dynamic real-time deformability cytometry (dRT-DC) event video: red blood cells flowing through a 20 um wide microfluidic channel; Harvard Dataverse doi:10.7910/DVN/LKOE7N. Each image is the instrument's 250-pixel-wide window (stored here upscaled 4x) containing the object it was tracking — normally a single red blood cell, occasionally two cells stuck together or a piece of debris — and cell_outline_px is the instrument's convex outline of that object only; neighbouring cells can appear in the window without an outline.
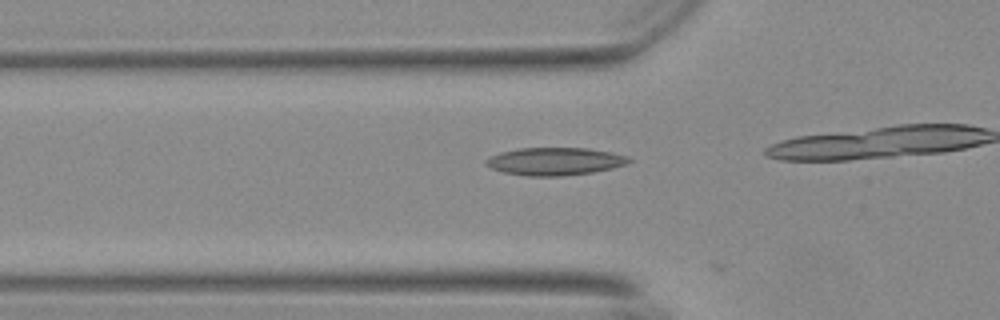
{"species": "Egyptian fruit bat (a non-hibernating species)", "species_latin": "Rousettus aegyptiacus", "temperature_condition": "warm", "stored_images_in_passage": 14, "camera_frame_rate_fps": 3000, "um_per_image_px": 0.085, "animal": {"sex": "female"}, "frame": {"image": 1, "passage_image": 13, "time_ms": 4.0, "image_size_px": [1000, 320], "cell_outline_px": [[632, 160], [624, 164], [612, 168], [592, 172], [560, 176], [528, 176], [504, 172], [492, 168], [484, 164], [484, 160], [500, 152], [516, 148], [588, 148], [612, 152], [628, 156]], "centroid_in_image_um": [47.15, 13.71], "position_along_channel_um": 78.7, "area_um2": 23.0}}